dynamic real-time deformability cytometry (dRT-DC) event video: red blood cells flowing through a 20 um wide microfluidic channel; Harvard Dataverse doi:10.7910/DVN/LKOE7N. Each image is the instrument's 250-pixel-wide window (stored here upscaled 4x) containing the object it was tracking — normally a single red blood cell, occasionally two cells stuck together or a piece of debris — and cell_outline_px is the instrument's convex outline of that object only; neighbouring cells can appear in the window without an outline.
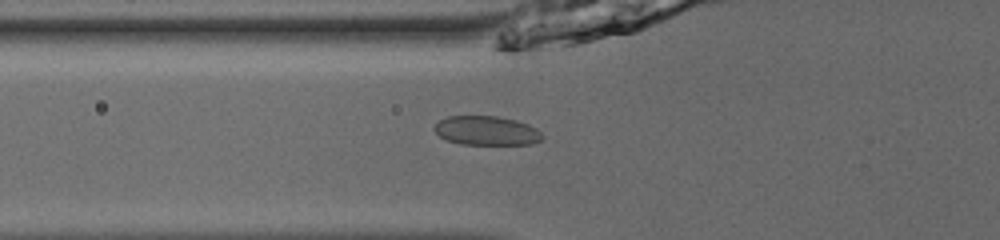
{"species": "common noctule bat (a hibernating species)", "species_latin": "Nyctalus noctula", "temperature_condition": "room temperature", "stored_images_in_passage": 46, "camera_frame_rate_fps": 3000, "um_per_image_px": 0.085, "animal": {"sex": "male", "body_mass_g": 13.0, "forearm_length_mm": 53.1}, "frame": {"image": 1, "passage_image": 15, "time_ms": 4.667, "image_size_px": [1000, 240], "cell_outline_px": [[544, 136], [540, 140], [532, 144], [460, 144], [448, 140], [440, 136], [432, 128], [440, 120], [448, 116], [496, 116], [516, 120], [528, 124], [536, 128]], "centroid_in_image_um": [41.36, 11.1], "position_along_channel_um": 84.4, "area_um2": 18.26}}
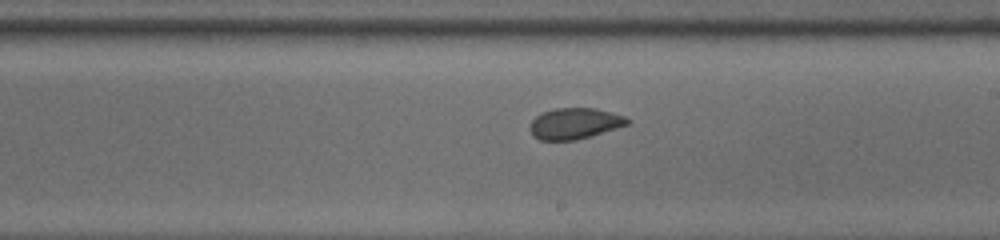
{"frame": {"image": 2, "passage_image": 27, "time_ms": 8.667, "image_size_px": [1000, 240], "cell_outline_px": [[632, 120], [628, 124], [592, 136], [576, 140], [540, 140], [532, 136], [532, 120], [536, 116], [544, 112], [556, 108], [596, 108], [624, 116]], "centroid_in_image_um": [48.88, 10.5], "position_along_channel_um": 240.1, "area_um2": 17.46}}
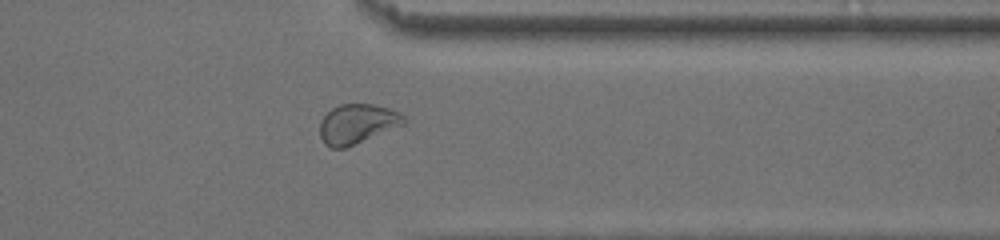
{"frame": {"image": 3, "passage_image": 38, "time_ms": 12.333, "image_size_px": [1000, 240], "cell_outline_px": [[408, 120], [404, 124], [344, 148], [332, 148], [324, 144], [320, 136], [320, 120], [332, 108], [340, 104], [372, 104], [388, 108], [400, 112]], "centroid_in_image_um": [30.35, 10.52], "position_along_channel_um": 381.0, "area_um2": 19.25}}